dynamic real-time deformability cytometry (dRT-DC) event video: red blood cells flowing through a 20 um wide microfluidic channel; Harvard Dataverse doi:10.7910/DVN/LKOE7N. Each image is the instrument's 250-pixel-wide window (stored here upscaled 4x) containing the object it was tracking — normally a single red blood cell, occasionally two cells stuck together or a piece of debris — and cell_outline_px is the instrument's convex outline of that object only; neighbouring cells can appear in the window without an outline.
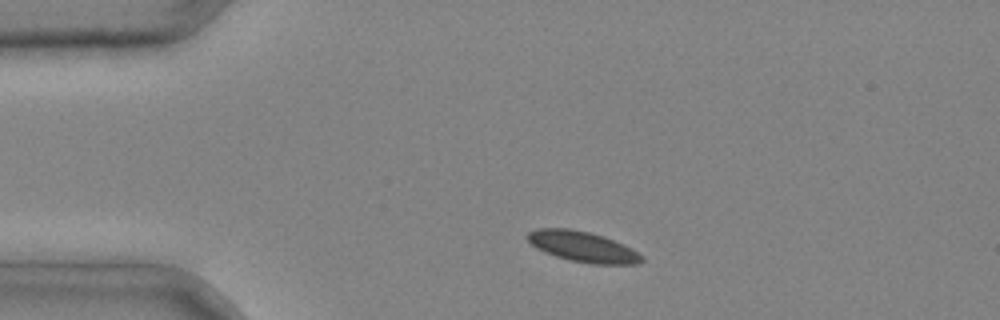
{"species": "common noctule bat (a hibernating species)", "species_latin": "Nyctalus noctula", "temperature_condition": "cold", "stored_images_in_passage": 2, "camera_frame_rate_fps": 3000, "um_per_image_px": 0.085, "animal": {"sex": "male", "body_mass_g": 20.4}, "frame": {"image": 1, "passage_image": 1, "time_ms": 0.0, "image_size_px": [1000, 320], "cell_outline_px": [[644, 260], [636, 264], [592, 264], [572, 260], [556, 256], [536, 248], [524, 236], [528, 232], [536, 228], [568, 228], [588, 232], [604, 236], [632, 248], [644, 256]], "centroid_in_image_um": [49.53, 20.96], "position_along_channel_um": 35.5, "area_um2": 20.29}}